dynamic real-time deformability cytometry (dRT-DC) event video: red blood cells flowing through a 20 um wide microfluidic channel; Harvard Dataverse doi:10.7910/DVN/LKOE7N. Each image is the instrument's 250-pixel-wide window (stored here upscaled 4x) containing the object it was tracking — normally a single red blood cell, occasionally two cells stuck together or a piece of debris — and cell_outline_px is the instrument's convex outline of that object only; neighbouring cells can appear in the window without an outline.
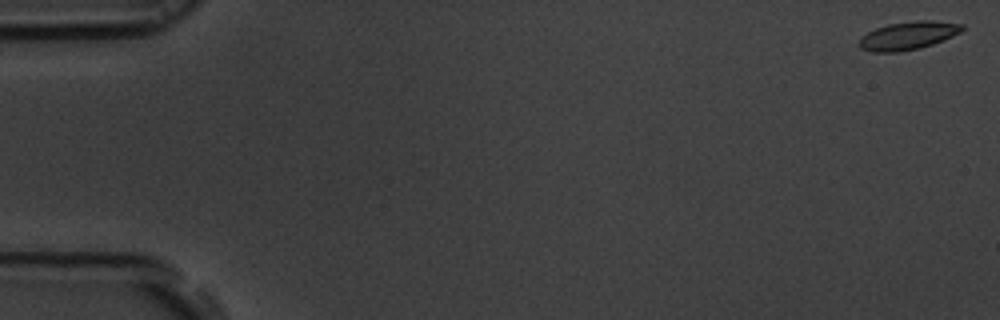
{"species": "common noctule bat (a hibernating species)", "species_latin": "Nyctalus noctula", "temperature_condition": "room temperature", "stored_images_in_passage": 56, "camera_frame_rate_fps": 3000, "um_per_image_px": 0.085, "animal": {"sex": "male", "body_mass_g": 19.5, "forearm_length_mm": 54.6}, "frame": {"image": 1, "passage_image": 1, "time_ms": 0.0, "image_size_px": [1000, 320], "cell_outline_px": [[964, 28], [960, 32], [952, 36], [932, 44], [920, 48], [900, 52], [872, 52], [860, 48], [860, 36], [876, 28], [888, 24], [916, 20], [928, 20], [964, 24]], "centroid_in_image_um": [77.18, 3.02], "position_along_channel_um": 7.8, "area_um2": 16.82}}
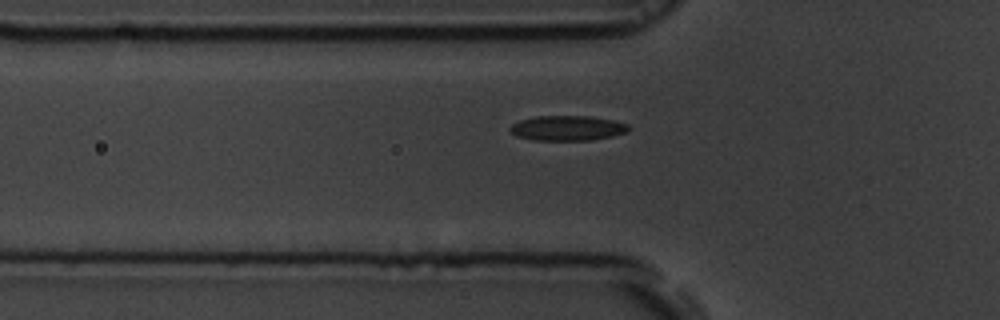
{"frame": {"image": 2, "passage_image": 19, "time_ms": 6.0, "image_size_px": [1000, 320], "cell_outline_px": [[632, 128], [628, 132], [612, 136], [588, 140], [532, 140], [516, 136], [508, 128], [512, 124], [520, 120], [536, 116], [588, 116], [612, 120], [628, 124]], "centroid_in_image_um": [48.23, 10.89], "position_along_channel_um": 77.6, "area_um2": 17.28}}
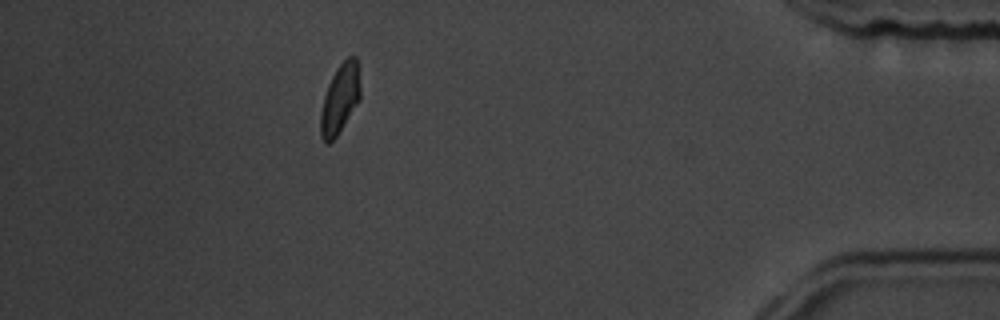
{"frame": {"image": 3, "passage_image": 50, "time_ms": 16.333, "image_size_px": [1000, 320], "cell_outline_px": [[360, 100], [336, 136], [328, 144], [324, 144], [320, 136], [320, 112], [324, 96], [328, 84], [336, 68], [348, 56], [356, 56], [360, 88]], "centroid_in_image_um": [28.88, 8.42], "position_along_channel_um": 406.3, "area_um2": 16.07}, "authors_computed_cell_mechanics": {"area_um2": 16.7331, "velocity_mm_per_s": 3.6625, "shape_relaxation_time_tau1_ms": 4.1723, "shape_relaxation_time_tau2_ms": 3.2933, "deformation_change_tau1": 0.1294, "deformation_change_tau2": 0.0732}}